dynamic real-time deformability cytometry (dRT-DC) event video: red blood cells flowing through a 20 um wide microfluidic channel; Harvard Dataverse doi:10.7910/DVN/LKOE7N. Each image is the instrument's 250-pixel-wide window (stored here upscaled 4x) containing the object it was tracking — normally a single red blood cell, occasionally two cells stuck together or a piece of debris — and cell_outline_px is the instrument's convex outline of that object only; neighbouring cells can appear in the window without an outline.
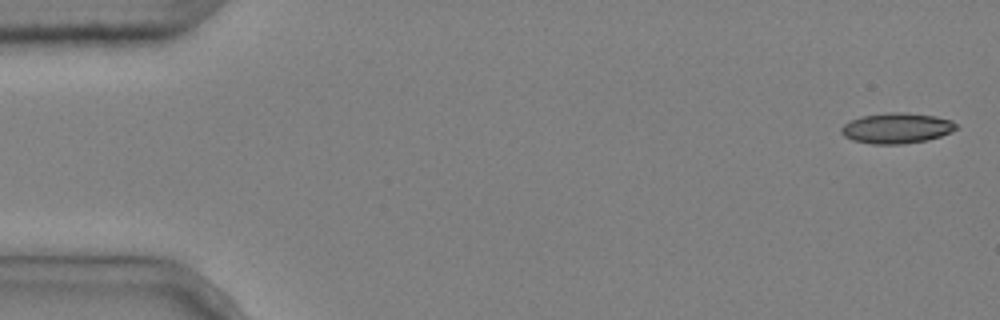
{"species": "common noctule bat (a hibernating species)", "species_latin": "Nyctalus noctula", "temperature_condition": "cold", "stored_images_in_passage": 5, "camera_frame_rate_fps": 3000, "um_per_image_px": 0.085, "animal": {"sex": "male", "body_mass_g": 20.4}, "frame": {"image": 1, "passage_image": 1, "time_ms": 0.0, "image_size_px": [1000, 320], "cell_outline_px": [[956, 128], [940, 136], [928, 140], [904, 144], [872, 144], [852, 140], [844, 136], [840, 132], [840, 128], [844, 124], [860, 116], [888, 112], [904, 112], [936, 116], [952, 120], [956, 124]], "centroid_in_image_um": [76.18, 10.89], "position_along_channel_um": 8.8, "area_um2": 20.46}}
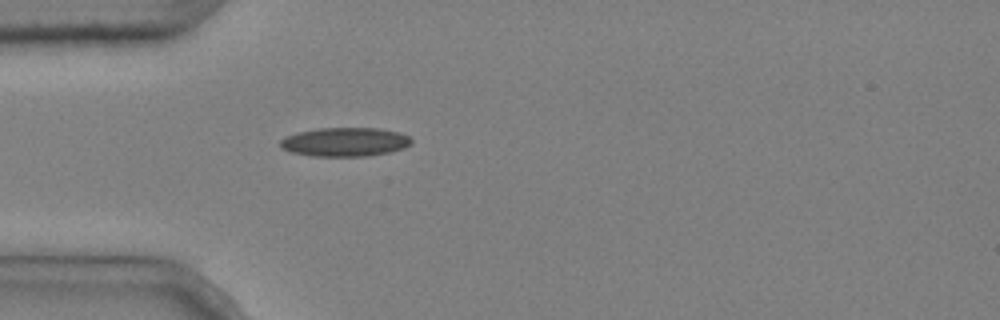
{"frame": {"image": 2, "passage_image": 5, "time_ms": 1.333, "image_size_px": [1000, 320], "cell_outline_px": [[412, 144], [404, 148], [388, 152], [368, 156], [312, 156], [292, 152], [280, 148], [280, 140], [296, 132], [320, 128], [380, 128], [400, 132], [408, 136], [412, 140]], "centroid_in_image_um": [29.34, 12.06], "position_along_channel_um": 55.7, "area_um2": 22.14}}